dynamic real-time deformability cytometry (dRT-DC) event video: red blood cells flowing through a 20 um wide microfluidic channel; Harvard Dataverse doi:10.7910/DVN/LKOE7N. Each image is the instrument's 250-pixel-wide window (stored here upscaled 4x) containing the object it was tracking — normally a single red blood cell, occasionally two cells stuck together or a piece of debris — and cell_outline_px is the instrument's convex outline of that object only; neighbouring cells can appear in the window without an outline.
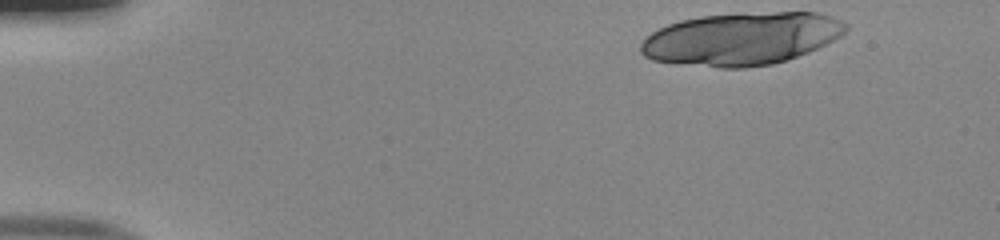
{"species": "human", "species_latin": "Homo sapiens", "temperature_condition": "room temperature", "stored_images_in_passage": 34, "camera_frame_rate_fps": 3000, "um_per_image_px": 0.085, "donor": {"sex": "male"}, "frame": {"image": 1, "passage_image": 1, "time_ms": 0.0, "image_size_px": [1000, 240], "cell_outline_px": [[848, 28], [840, 36], [808, 52], [772, 64], [744, 68], [720, 68], [680, 64], [652, 60], [644, 56], [640, 52], [640, 44], [652, 32], [668, 24], [680, 20], [700, 16], [736, 12], [816, 12], [832, 16], [848, 24]], "centroid_in_image_um": [63.0, 3.28], "position_along_channel_um": 22.0, "area_um2": 63.23}}
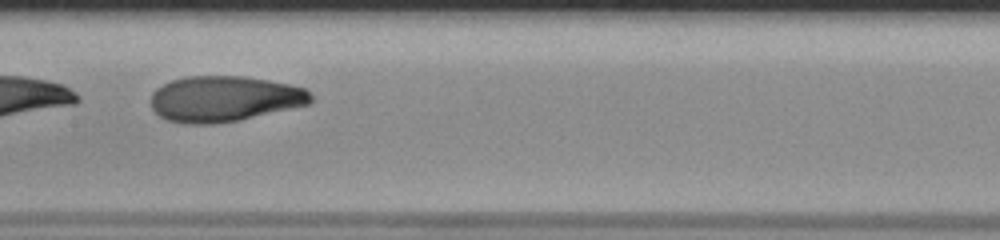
{"frame": {"image": 2, "passage_image": 22, "time_ms": 7.0, "image_size_px": [1000, 240], "cell_outline_px": [[312, 100], [308, 104], [236, 120], [212, 124], [184, 124], [168, 120], [160, 116], [152, 108], [152, 92], [156, 88], [172, 80], [184, 76], [244, 76], [268, 80], [288, 84], [304, 88], [312, 96]], "centroid_in_image_um": [19.02, 8.39], "position_along_channel_um": 188.4, "area_um2": 42.19}}